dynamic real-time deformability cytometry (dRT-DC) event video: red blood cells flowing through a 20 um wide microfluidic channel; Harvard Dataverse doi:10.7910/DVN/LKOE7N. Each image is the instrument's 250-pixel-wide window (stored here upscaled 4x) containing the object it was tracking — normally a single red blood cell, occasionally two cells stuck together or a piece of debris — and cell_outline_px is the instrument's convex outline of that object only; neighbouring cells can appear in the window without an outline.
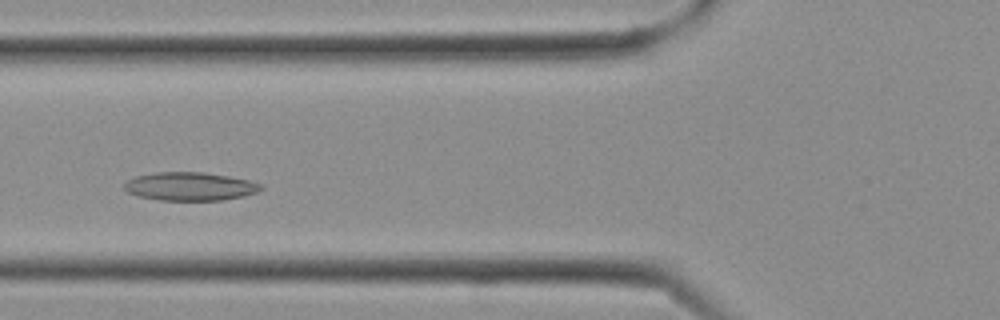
{"species": "Egyptian fruit bat (a non-hibernating species)", "species_latin": "Rousettus aegyptiacus", "temperature_condition": "cold", "stored_images_in_passage": 9, "camera_frame_rate_fps": 3000, "um_per_image_px": 0.085, "frame": {"image": 1, "passage_image": 6, "time_ms": 1.667, "image_size_px": [1000, 320], "cell_outline_px": [[264, 188], [260, 192], [244, 196], [224, 200], [160, 200], [140, 196], [128, 192], [124, 188], [124, 184], [128, 180], [136, 176], [156, 172], [204, 172], [228, 176], [248, 180], [264, 184]], "centroid_in_image_um": [16.22, 15.84], "position_along_channel_um": 109.6, "area_um2": 22.66}}
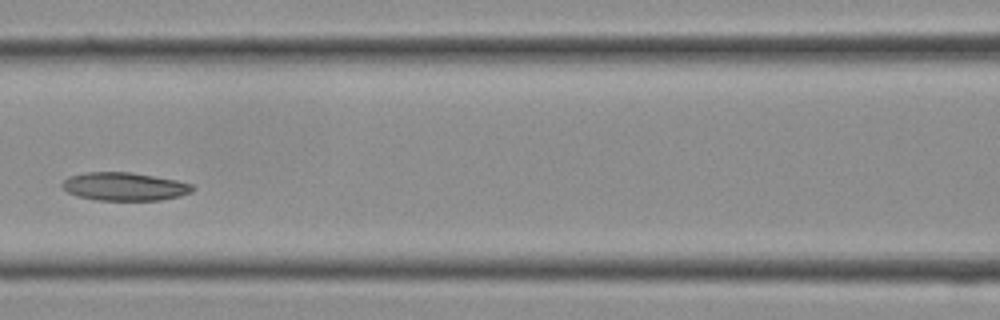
{"frame": {"image": 2, "passage_image": 8, "time_ms": 2.333, "image_size_px": [1000, 320], "cell_outline_px": [[196, 188], [192, 192], [180, 196], [160, 200], [96, 200], [80, 196], [68, 192], [60, 184], [68, 176], [84, 172], [132, 172], [176, 180], [192, 184]], "centroid_in_image_um": [10.6, 15.85], "position_along_channel_um": 156.0, "area_um2": 21.44}}